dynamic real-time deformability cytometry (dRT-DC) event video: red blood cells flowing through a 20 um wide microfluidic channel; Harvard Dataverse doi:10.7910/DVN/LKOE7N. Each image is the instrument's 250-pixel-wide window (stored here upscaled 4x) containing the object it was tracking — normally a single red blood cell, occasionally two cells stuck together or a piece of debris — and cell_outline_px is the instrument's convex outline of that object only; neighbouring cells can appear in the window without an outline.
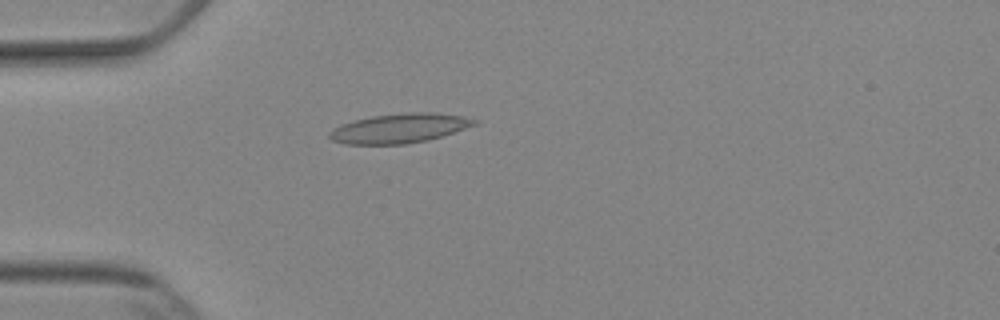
{"species": "Egyptian fruit bat (a non-hibernating species)", "species_latin": "Rousettus aegyptiacus", "temperature_condition": "cold", "stored_images_in_passage": 42, "camera_frame_rate_fps": 3000, "um_per_image_px": 0.085, "animal": {"sex": "female"}, "frame": {"image": 1, "passage_image": 5, "time_ms": 1.333, "image_size_px": [1000, 320], "cell_outline_px": [[480, 120], [476, 124], [428, 140], [404, 144], [344, 144], [332, 140], [328, 136], [328, 132], [332, 128], [340, 124], [372, 116], [404, 112], [432, 112], [464, 116]], "centroid_in_image_um": [33.92, 10.89], "position_along_channel_um": 51.1, "area_um2": 24.85}}
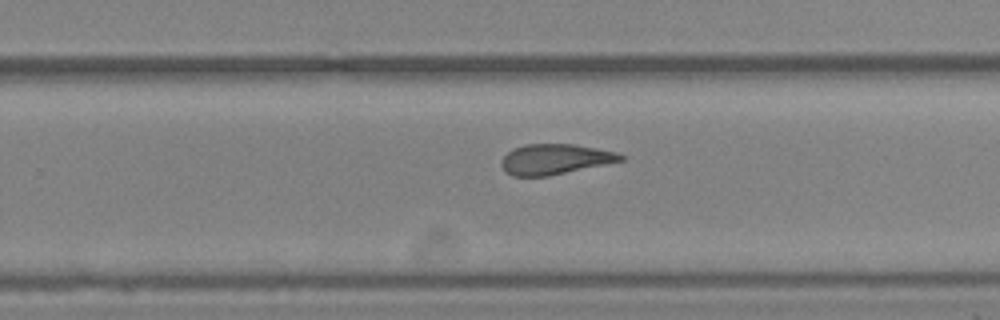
{"frame": {"image": 2, "passage_image": 24, "time_ms": 7.667, "image_size_px": [1000, 320], "cell_outline_px": [[624, 160], [548, 176], [512, 176], [504, 172], [500, 164], [500, 160], [512, 148], [524, 144], [572, 144], [596, 148], [616, 152], [624, 156]], "centroid_in_image_um": [47.11, 13.53], "position_along_channel_um": 282.7, "area_um2": 21.1}}
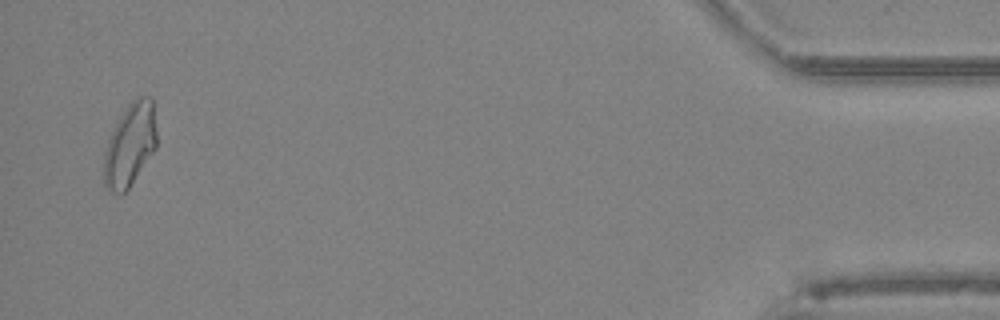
{"frame": {"image": 3, "passage_image": 41, "time_ms": 13.333, "image_size_px": [1000, 320], "cell_outline_px": [[156, 148], [128, 188], [120, 196], [108, 192], [104, 184], [104, 152], [108, 140], [120, 116], [128, 104], [136, 96], [152, 96], [156, 132]], "centroid_in_image_um": [11.04, 12.32], "position_along_channel_um": 424.2, "area_um2": 25.49}, "authors_computed_cell_mechanics": {"area_um2": 22.253, "velocity_mm_per_s": 3.8775, "shape_relaxation_time_tau1_ms": null, "shape_relaxation_time_tau2_ms": 2.6187, "deformation_change_tau1": null, "deformation_change_tau2": 0.1135}}